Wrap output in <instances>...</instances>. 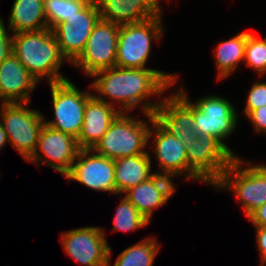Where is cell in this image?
<instances>
[{"label":"cell","instance_id":"cell-1","mask_svg":"<svg viewBox=\"0 0 266 266\" xmlns=\"http://www.w3.org/2000/svg\"><path fill=\"white\" fill-rule=\"evenodd\" d=\"M178 77V73H166L155 68L114 66L94 74L91 77L94 81L89 87L98 100L111 104L121 113H131L139 106L145 116L154 114L163 99L162 95L178 82ZM150 97L158 100L151 101Z\"/></svg>","mask_w":266,"mask_h":266},{"label":"cell","instance_id":"cell-2","mask_svg":"<svg viewBox=\"0 0 266 266\" xmlns=\"http://www.w3.org/2000/svg\"><path fill=\"white\" fill-rule=\"evenodd\" d=\"M12 52L39 83L45 78L49 84L68 79L60 73V68L64 62H69L50 28L14 33Z\"/></svg>","mask_w":266,"mask_h":266},{"label":"cell","instance_id":"cell-3","mask_svg":"<svg viewBox=\"0 0 266 266\" xmlns=\"http://www.w3.org/2000/svg\"><path fill=\"white\" fill-rule=\"evenodd\" d=\"M145 118L150 124L147 120L132 117L130 113L120 112L93 150L112 160L150 154L146 147L150 146L148 135L154 116L148 114Z\"/></svg>","mask_w":266,"mask_h":266},{"label":"cell","instance_id":"cell-4","mask_svg":"<svg viewBox=\"0 0 266 266\" xmlns=\"http://www.w3.org/2000/svg\"><path fill=\"white\" fill-rule=\"evenodd\" d=\"M247 165V166H245ZM214 189L231 190L246 217L266 203V169L236 156Z\"/></svg>","mask_w":266,"mask_h":266},{"label":"cell","instance_id":"cell-5","mask_svg":"<svg viewBox=\"0 0 266 266\" xmlns=\"http://www.w3.org/2000/svg\"><path fill=\"white\" fill-rule=\"evenodd\" d=\"M163 15L120 25L116 65L120 68H147L152 42L163 38Z\"/></svg>","mask_w":266,"mask_h":266},{"label":"cell","instance_id":"cell-6","mask_svg":"<svg viewBox=\"0 0 266 266\" xmlns=\"http://www.w3.org/2000/svg\"><path fill=\"white\" fill-rule=\"evenodd\" d=\"M26 103H1L0 122L13 148L28 161L36 151L46 117Z\"/></svg>","mask_w":266,"mask_h":266},{"label":"cell","instance_id":"cell-7","mask_svg":"<svg viewBox=\"0 0 266 266\" xmlns=\"http://www.w3.org/2000/svg\"><path fill=\"white\" fill-rule=\"evenodd\" d=\"M188 180L214 186L235 156L215 137L198 135L186 150Z\"/></svg>","mask_w":266,"mask_h":266},{"label":"cell","instance_id":"cell-8","mask_svg":"<svg viewBox=\"0 0 266 266\" xmlns=\"http://www.w3.org/2000/svg\"><path fill=\"white\" fill-rule=\"evenodd\" d=\"M192 103L197 134L217 138L235 157L238 156L224 142L235 132L239 121L233 103L217 94H207Z\"/></svg>","mask_w":266,"mask_h":266},{"label":"cell","instance_id":"cell-9","mask_svg":"<svg viewBox=\"0 0 266 266\" xmlns=\"http://www.w3.org/2000/svg\"><path fill=\"white\" fill-rule=\"evenodd\" d=\"M54 117L44 120L49 127L78 138L84 117L87 100L93 95L92 90L81 91L67 79L50 83Z\"/></svg>","mask_w":266,"mask_h":266},{"label":"cell","instance_id":"cell-10","mask_svg":"<svg viewBox=\"0 0 266 266\" xmlns=\"http://www.w3.org/2000/svg\"><path fill=\"white\" fill-rule=\"evenodd\" d=\"M119 29L120 25L100 18L87 40L84 51L72 65L83 70L89 78L99 71L114 67Z\"/></svg>","mask_w":266,"mask_h":266},{"label":"cell","instance_id":"cell-11","mask_svg":"<svg viewBox=\"0 0 266 266\" xmlns=\"http://www.w3.org/2000/svg\"><path fill=\"white\" fill-rule=\"evenodd\" d=\"M184 87L163 97L156 108L154 119L170 134L177 137L187 150L198 138L193 120V103Z\"/></svg>","mask_w":266,"mask_h":266},{"label":"cell","instance_id":"cell-12","mask_svg":"<svg viewBox=\"0 0 266 266\" xmlns=\"http://www.w3.org/2000/svg\"><path fill=\"white\" fill-rule=\"evenodd\" d=\"M65 253L81 266H108L109 242L99 226H86L61 233Z\"/></svg>","mask_w":266,"mask_h":266},{"label":"cell","instance_id":"cell-13","mask_svg":"<svg viewBox=\"0 0 266 266\" xmlns=\"http://www.w3.org/2000/svg\"><path fill=\"white\" fill-rule=\"evenodd\" d=\"M80 150L75 137L44 124L39 133L36 151L28 162L37 164L38 167L40 163H45L65 177Z\"/></svg>","mask_w":266,"mask_h":266},{"label":"cell","instance_id":"cell-14","mask_svg":"<svg viewBox=\"0 0 266 266\" xmlns=\"http://www.w3.org/2000/svg\"><path fill=\"white\" fill-rule=\"evenodd\" d=\"M114 173V160L96 153L93 149H81L64 178L94 191L116 195Z\"/></svg>","mask_w":266,"mask_h":266},{"label":"cell","instance_id":"cell-15","mask_svg":"<svg viewBox=\"0 0 266 266\" xmlns=\"http://www.w3.org/2000/svg\"><path fill=\"white\" fill-rule=\"evenodd\" d=\"M151 140L153 142L150 147L154 149L152 152L159 168L154 172L172 179L183 176L185 181L188 180V158L182 142L167 132L155 119L151 121L148 135V142Z\"/></svg>","mask_w":266,"mask_h":266},{"label":"cell","instance_id":"cell-16","mask_svg":"<svg viewBox=\"0 0 266 266\" xmlns=\"http://www.w3.org/2000/svg\"><path fill=\"white\" fill-rule=\"evenodd\" d=\"M171 177L155 173L124 192L126 199L151 222L154 210L165 205L176 192Z\"/></svg>","mask_w":266,"mask_h":266},{"label":"cell","instance_id":"cell-17","mask_svg":"<svg viewBox=\"0 0 266 266\" xmlns=\"http://www.w3.org/2000/svg\"><path fill=\"white\" fill-rule=\"evenodd\" d=\"M38 85L13 52L0 64L1 103H30V95Z\"/></svg>","mask_w":266,"mask_h":266},{"label":"cell","instance_id":"cell-18","mask_svg":"<svg viewBox=\"0 0 266 266\" xmlns=\"http://www.w3.org/2000/svg\"><path fill=\"white\" fill-rule=\"evenodd\" d=\"M100 18L118 25L141 22L162 16L159 0H95Z\"/></svg>","mask_w":266,"mask_h":266},{"label":"cell","instance_id":"cell-19","mask_svg":"<svg viewBox=\"0 0 266 266\" xmlns=\"http://www.w3.org/2000/svg\"><path fill=\"white\" fill-rule=\"evenodd\" d=\"M120 111L92 95L86 102L83 124L77 138L81 149H93Z\"/></svg>","mask_w":266,"mask_h":266},{"label":"cell","instance_id":"cell-20","mask_svg":"<svg viewBox=\"0 0 266 266\" xmlns=\"http://www.w3.org/2000/svg\"><path fill=\"white\" fill-rule=\"evenodd\" d=\"M151 154H139L114 160L116 195H123L155 174L152 172Z\"/></svg>","mask_w":266,"mask_h":266},{"label":"cell","instance_id":"cell-21","mask_svg":"<svg viewBox=\"0 0 266 266\" xmlns=\"http://www.w3.org/2000/svg\"><path fill=\"white\" fill-rule=\"evenodd\" d=\"M8 20L13 34L47 29L44 0H14Z\"/></svg>","mask_w":266,"mask_h":266},{"label":"cell","instance_id":"cell-22","mask_svg":"<svg viewBox=\"0 0 266 266\" xmlns=\"http://www.w3.org/2000/svg\"><path fill=\"white\" fill-rule=\"evenodd\" d=\"M250 32H241L228 40H222L215 48L214 62L218 81L228 78L244 61L247 36Z\"/></svg>","mask_w":266,"mask_h":266},{"label":"cell","instance_id":"cell-23","mask_svg":"<svg viewBox=\"0 0 266 266\" xmlns=\"http://www.w3.org/2000/svg\"><path fill=\"white\" fill-rule=\"evenodd\" d=\"M158 243L156 238L152 236L129 246L118 255L113 266H153L155 257L160 250V244ZM111 252L110 247L108 266H112Z\"/></svg>","mask_w":266,"mask_h":266},{"label":"cell","instance_id":"cell-24","mask_svg":"<svg viewBox=\"0 0 266 266\" xmlns=\"http://www.w3.org/2000/svg\"><path fill=\"white\" fill-rule=\"evenodd\" d=\"M60 51L69 63H73L84 51L92 32L74 31L71 24L59 23L53 30Z\"/></svg>","mask_w":266,"mask_h":266},{"label":"cell","instance_id":"cell-25","mask_svg":"<svg viewBox=\"0 0 266 266\" xmlns=\"http://www.w3.org/2000/svg\"><path fill=\"white\" fill-rule=\"evenodd\" d=\"M90 0H44L48 28L53 30L59 23L71 19Z\"/></svg>","mask_w":266,"mask_h":266},{"label":"cell","instance_id":"cell-26","mask_svg":"<svg viewBox=\"0 0 266 266\" xmlns=\"http://www.w3.org/2000/svg\"><path fill=\"white\" fill-rule=\"evenodd\" d=\"M150 223L124 196L115 211L112 231L131 232Z\"/></svg>","mask_w":266,"mask_h":266},{"label":"cell","instance_id":"cell-27","mask_svg":"<svg viewBox=\"0 0 266 266\" xmlns=\"http://www.w3.org/2000/svg\"><path fill=\"white\" fill-rule=\"evenodd\" d=\"M243 62L260 77L266 75V37L260 38L256 32L248 34Z\"/></svg>","mask_w":266,"mask_h":266},{"label":"cell","instance_id":"cell-28","mask_svg":"<svg viewBox=\"0 0 266 266\" xmlns=\"http://www.w3.org/2000/svg\"><path fill=\"white\" fill-rule=\"evenodd\" d=\"M100 19V12L95 0H90L76 15L65 22L72 25L74 31L92 32Z\"/></svg>","mask_w":266,"mask_h":266},{"label":"cell","instance_id":"cell-29","mask_svg":"<svg viewBox=\"0 0 266 266\" xmlns=\"http://www.w3.org/2000/svg\"><path fill=\"white\" fill-rule=\"evenodd\" d=\"M266 105V81H255L248 91L244 107V117L246 118L253 110Z\"/></svg>","mask_w":266,"mask_h":266},{"label":"cell","instance_id":"cell-30","mask_svg":"<svg viewBox=\"0 0 266 266\" xmlns=\"http://www.w3.org/2000/svg\"><path fill=\"white\" fill-rule=\"evenodd\" d=\"M12 36L13 33L0 19V64L12 53Z\"/></svg>","mask_w":266,"mask_h":266},{"label":"cell","instance_id":"cell-31","mask_svg":"<svg viewBox=\"0 0 266 266\" xmlns=\"http://www.w3.org/2000/svg\"><path fill=\"white\" fill-rule=\"evenodd\" d=\"M246 118L256 133H266V105L253 110Z\"/></svg>","mask_w":266,"mask_h":266},{"label":"cell","instance_id":"cell-32","mask_svg":"<svg viewBox=\"0 0 266 266\" xmlns=\"http://www.w3.org/2000/svg\"><path fill=\"white\" fill-rule=\"evenodd\" d=\"M256 232V246L259 250L261 265L266 266V227H255Z\"/></svg>","mask_w":266,"mask_h":266},{"label":"cell","instance_id":"cell-33","mask_svg":"<svg viewBox=\"0 0 266 266\" xmlns=\"http://www.w3.org/2000/svg\"><path fill=\"white\" fill-rule=\"evenodd\" d=\"M247 218L254 227H266V203L253 211Z\"/></svg>","mask_w":266,"mask_h":266},{"label":"cell","instance_id":"cell-34","mask_svg":"<svg viewBox=\"0 0 266 266\" xmlns=\"http://www.w3.org/2000/svg\"><path fill=\"white\" fill-rule=\"evenodd\" d=\"M8 142L7 133L4 131V127L0 122V150H2V148H4Z\"/></svg>","mask_w":266,"mask_h":266}]
</instances>
